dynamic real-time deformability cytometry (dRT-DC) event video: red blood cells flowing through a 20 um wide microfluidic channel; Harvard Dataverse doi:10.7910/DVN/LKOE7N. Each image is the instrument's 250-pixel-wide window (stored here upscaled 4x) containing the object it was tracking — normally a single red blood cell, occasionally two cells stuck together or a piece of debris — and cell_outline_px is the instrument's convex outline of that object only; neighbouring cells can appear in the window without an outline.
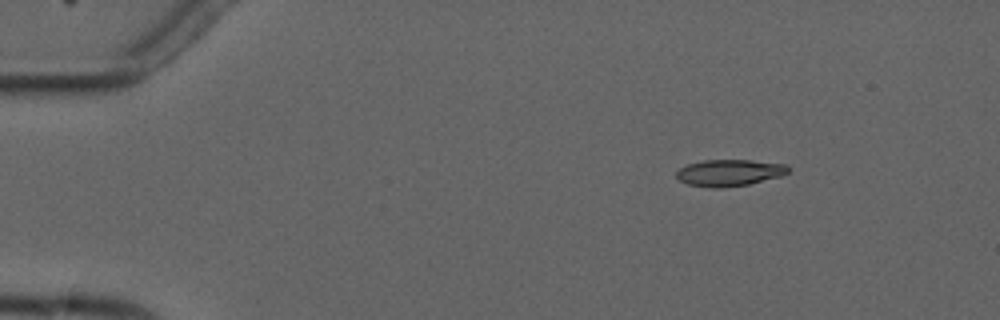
{"species": "common noctule bat (a hibernating species)", "species_latin": "Nyctalus noctula", "temperature_condition": "cold", "stored_images_in_passage": 6, "camera_frame_rate_fps": 3000, "um_per_image_px": 0.085, "animal": {"sex": "male", "forearm_length_mm": 52.5}, "frame": {"image": 1, "passage_image": 3, "time_ms": 2.333, "image_size_px": [1000, 320], "cell_outline_px": [[792, 168], [788, 172], [780, 176], [748, 184], [716, 188], [712, 188], [688, 184], [680, 180], [676, 176], [676, 172], [680, 168], [688, 164], [704, 160], [748, 160], [784, 164]], "centroid_in_image_um": [61.99, 14.68], "position_along_channel_um": 23.0, "area_um2": 17.11}}